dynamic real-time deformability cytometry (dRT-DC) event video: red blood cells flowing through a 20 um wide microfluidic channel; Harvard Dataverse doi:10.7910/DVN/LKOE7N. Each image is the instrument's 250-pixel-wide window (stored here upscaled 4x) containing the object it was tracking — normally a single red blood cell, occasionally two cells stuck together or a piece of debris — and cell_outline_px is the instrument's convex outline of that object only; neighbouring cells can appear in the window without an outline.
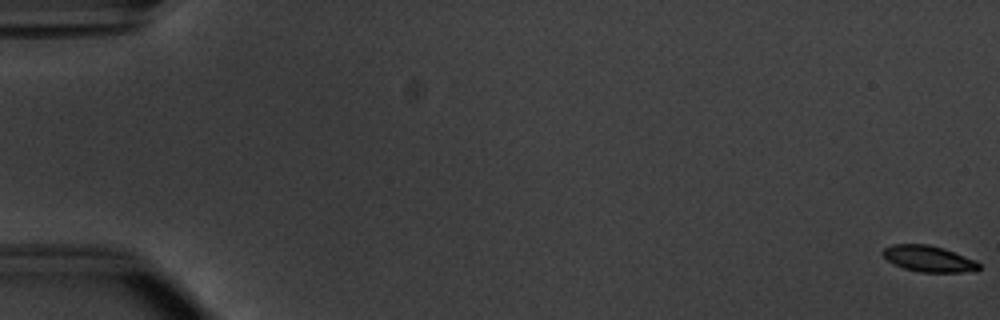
{"species": "common noctule bat (a hibernating species)", "species_latin": "Nyctalus noctula", "temperature_condition": "warm", "stored_images_in_passage": 55, "camera_frame_rate_fps": 3000, "um_per_image_px": 0.085, "animal": {"sex": "male", "body_mass_g": 20.1, "forearm_length_mm": 53.5}, "frame": {"image": 1, "passage_image": 1, "time_ms": 0.0, "image_size_px": [1000, 320], "cell_outline_px": [[980, 268], [976, 272], [920, 272], [904, 268], [888, 260], [880, 252], [884, 248], [892, 244], [928, 244], [944, 248], [976, 260], [980, 264]], "centroid_in_image_um": [78.98, 21.99], "position_along_channel_um": 6.0, "area_um2": 14.74}}
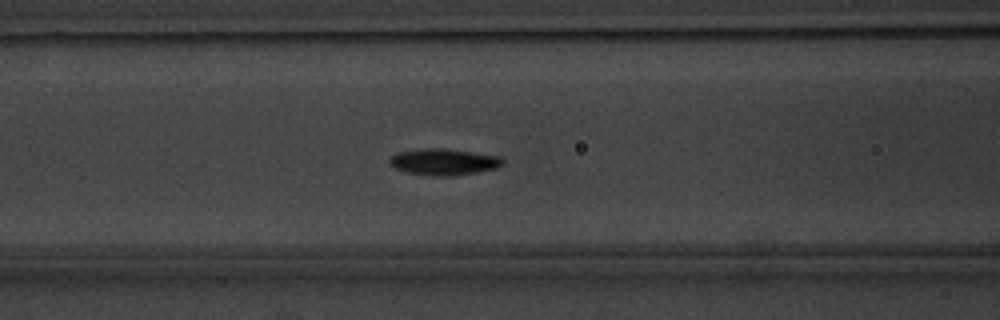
{"frame": {"image": 2, "passage_image": 24, "time_ms": 7.667, "image_size_px": [1000, 320], "cell_outline_px": [[504, 164], [496, 168], [476, 172], [452, 176], [432, 176], [408, 172], [396, 168], [388, 164], [388, 160], [396, 152], [424, 148], [448, 148], [500, 156], [504, 160]], "centroid_in_image_um": [37.72, 13.75], "position_along_channel_um": 128.9, "area_um2": 17.57}}
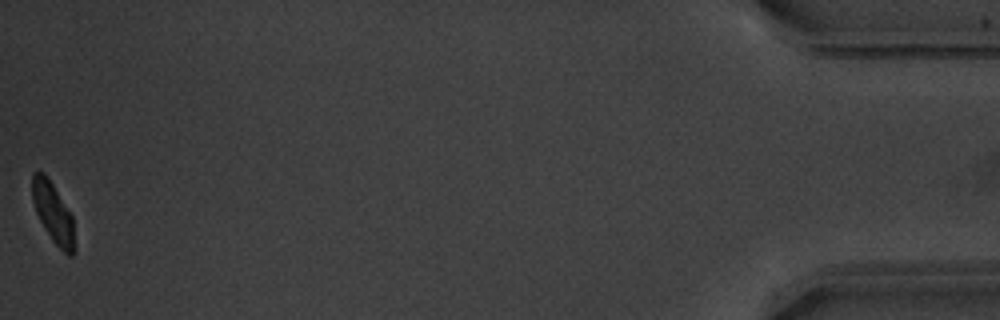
{"frame": {"image": 3, "passage_image": 55, "time_ms": 18.0, "image_size_px": [1000, 320], "cell_outline_px": [[76, 252], [72, 256], [68, 256], [52, 240], [44, 228], [36, 212], [32, 200], [32, 172], [44, 172], [52, 184], [72, 216], [76, 248]], "centroid_in_image_um": [4.53, 18.14], "position_along_channel_um": 430.7, "area_um2": 14.8}, "authors_computed_cell_mechanics": {"area_um2": 15.895, "velocity_mm_per_s": 3.7954, "shape_relaxation_time_tau1_ms": 2.2301, "shape_relaxation_time_tau2_ms": 7.6155, "deformation_change_tau1": 0.1068, "deformation_change_tau2": 0.1005}}